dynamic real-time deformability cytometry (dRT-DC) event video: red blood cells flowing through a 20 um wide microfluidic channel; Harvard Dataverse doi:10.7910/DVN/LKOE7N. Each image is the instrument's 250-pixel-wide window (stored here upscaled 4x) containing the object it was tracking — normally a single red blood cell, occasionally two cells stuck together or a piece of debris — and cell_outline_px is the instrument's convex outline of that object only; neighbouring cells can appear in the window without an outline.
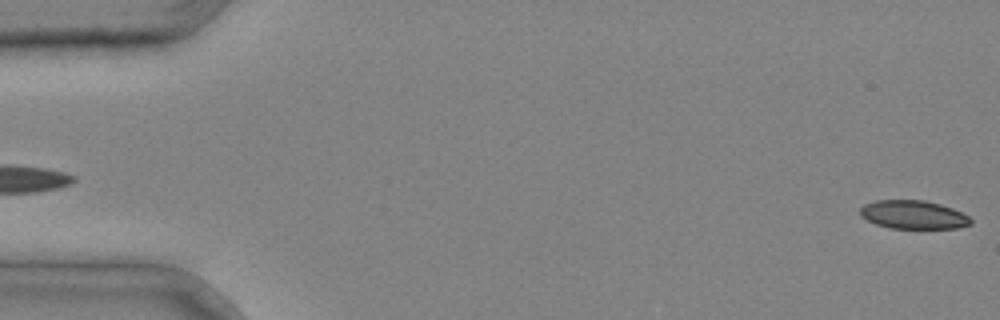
{"species": "common noctule bat (a hibernating species)", "species_latin": "Nyctalus noctula", "temperature_condition": "cold", "stored_images_in_passage": 3, "segment_of_instrument_passage": [2, 2], "camera_frame_rate_fps": 3000, "um_per_image_px": 0.085, "animal": {"sex": "male", "body_mass_g": 20.4}, "frame": {"image": 1, "passage_image": 3, "time_ms": 0.667, "image_size_px": [1000, 320], "cell_outline_px": [[972, 224], [956, 228], [888, 228], [876, 224], [860, 216], [860, 208], [864, 204], [876, 200], [924, 200], [940, 204], [952, 208], [968, 216], [972, 220]], "centroid_in_image_um": [77.62, 18.25], "position_along_channel_um": 7.4, "area_um2": 18.32}}